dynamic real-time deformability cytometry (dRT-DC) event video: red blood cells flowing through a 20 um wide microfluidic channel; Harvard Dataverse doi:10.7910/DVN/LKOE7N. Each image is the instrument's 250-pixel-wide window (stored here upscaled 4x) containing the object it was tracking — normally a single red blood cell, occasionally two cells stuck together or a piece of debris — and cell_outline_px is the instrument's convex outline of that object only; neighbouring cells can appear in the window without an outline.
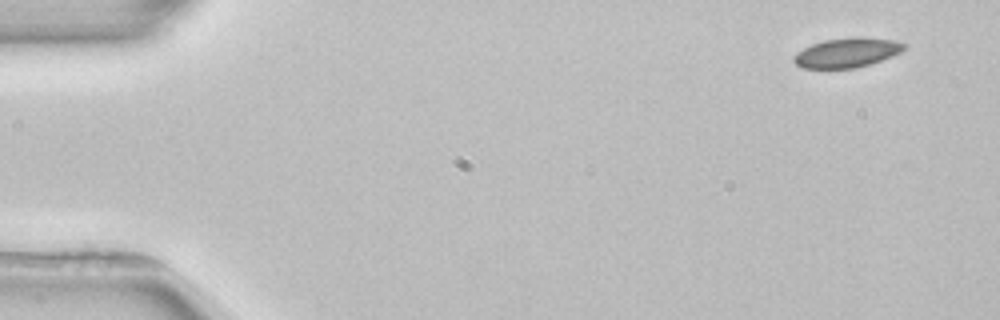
{"species": "common noctule bat (a hibernating species)", "species_latin": "Nyctalus noctula", "temperature_condition": "room temperature", "stored_images_in_passage": 5, "camera_frame_rate_fps": 3000, "um_per_image_px": 0.085, "animal": {"sex": "female", "body_mass_g": 22.7, "forearm_length_mm": 54.2}, "frame": {"image": 1, "passage_image": 1, "time_ms": 0.0, "image_size_px": [1000, 320], "cell_outline_px": [[908, 48], [892, 56], [856, 68], [800, 68], [792, 60], [792, 56], [796, 52], [812, 44], [824, 40], [896, 40], [908, 44]], "centroid_in_image_um": [71.95, 4.53], "position_along_channel_um": 13.1, "area_um2": 18.15}}
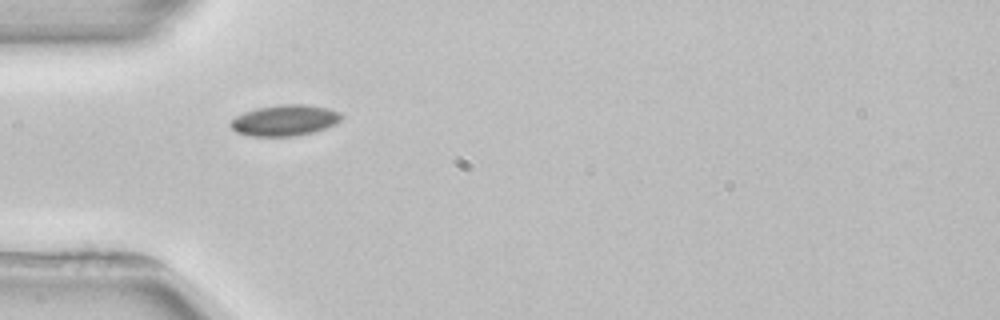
{"frame": {"image": 2, "passage_image": 4, "time_ms": 4.333, "image_size_px": [1000, 320], "cell_outline_px": [[344, 116], [336, 124], [312, 132], [292, 136], [248, 136], [236, 132], [228, 124], [236, 116], [244, 112], [256, 108], [280, 104], [304, 104], [328, 108], [340, 112]], "centroid_in_image_um": [24.19, 10.22], "position_along_channel_um": 60.8, "area_um2": 20.06}}